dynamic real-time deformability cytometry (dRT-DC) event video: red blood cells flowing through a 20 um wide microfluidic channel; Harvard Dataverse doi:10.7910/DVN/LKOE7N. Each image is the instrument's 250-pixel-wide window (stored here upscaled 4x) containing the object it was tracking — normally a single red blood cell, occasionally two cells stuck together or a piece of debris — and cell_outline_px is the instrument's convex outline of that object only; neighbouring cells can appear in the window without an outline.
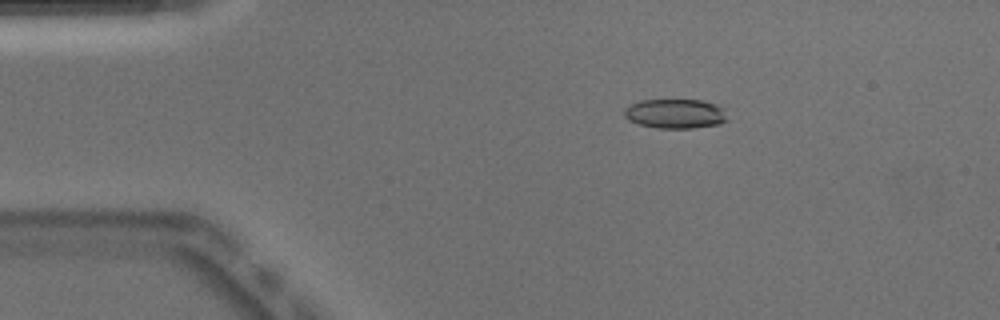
{"species": "Egyptian fruit bat (a non-hibernating species)", "species_latin": "Rousettus aegyptiacus", "temperature_condition": "warm", "stored_images_in_passage": 47, "camera_frame_rate_fps": 3000, "um_per_image_px": 0.085, "animal": {"sex": "male"}, "frame": {"image": 1, "passage_image": 5, "time_ms": 1.333, "image_size_px": [1000, 320], "cell_outline_px": [[728, 120], [720, 124], [692, 128], [656, 128], [640, 124], [628, 120], [624, 116], [624, 108], [640, 100], [704, 100], [716, 104], [724, 108]], "centroid_in_image_um": [57.42, 9.66], "position_along_channel_um": 27.6, "area_um2": 17.86}}
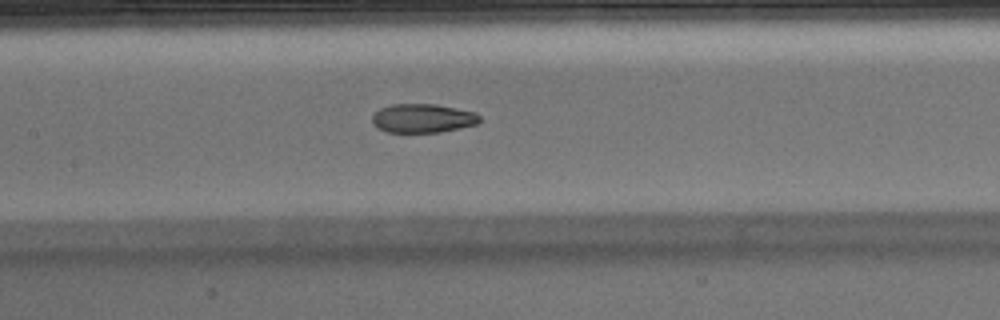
{"frame": {"image": 2, "passage_image": 20, "time_ms": 6.333, "image_size_px": [1000, 320], "cell_outline_px": [[480, 120], [476, 124], [460, 128], [440, 132], [388, 132], [376, 128], [372, 124], [372, 116], [380, 108], [392, 104], [436, 104], [476, 112], [480, 116]], "centroid_in_image_um": [35.92, 10.05], "position_along_channel_um": 171.5, "area_um2": 18.15}}
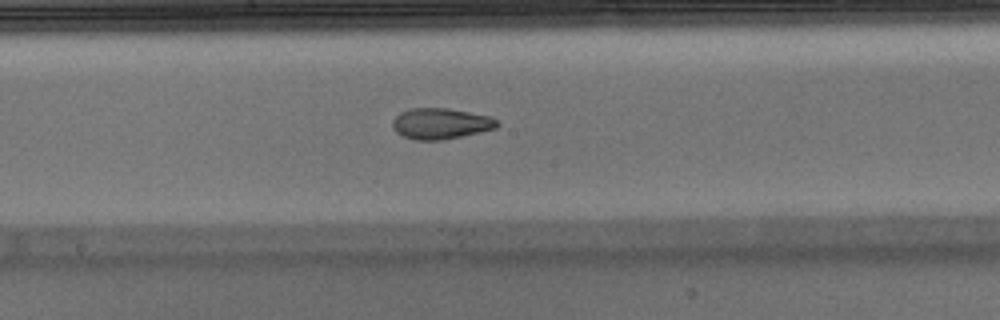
{"frame": {"image": 3, "passage_image": 23, "time_ms": 7.333, "image_size_px": [1000, 320], "cell_outline_px": [[500, 124], [496, 128], [480, 132], [444, 140], [416, 140], [404, 136], [396, 132], [392, 124], [392, 120], [400, 112], [408, 108], [448, 108], [488, 116], [496, 120]], "centroid_in_image_um": [37.44, 10.5], "position_along_channel_um": 210.8, "area_um2": 18.79}, "authors_computed_cell_mechanics": {"area_um2": 18.8428, "velocity_mm_per_s": 3.9362, "shape_relaxation_time_tau1_ms": null, "shape_relaxation_time_tau2_ms": 2.3807, "deformation_change_tau1": null, "deformation_change_tau2": 0.0906}}